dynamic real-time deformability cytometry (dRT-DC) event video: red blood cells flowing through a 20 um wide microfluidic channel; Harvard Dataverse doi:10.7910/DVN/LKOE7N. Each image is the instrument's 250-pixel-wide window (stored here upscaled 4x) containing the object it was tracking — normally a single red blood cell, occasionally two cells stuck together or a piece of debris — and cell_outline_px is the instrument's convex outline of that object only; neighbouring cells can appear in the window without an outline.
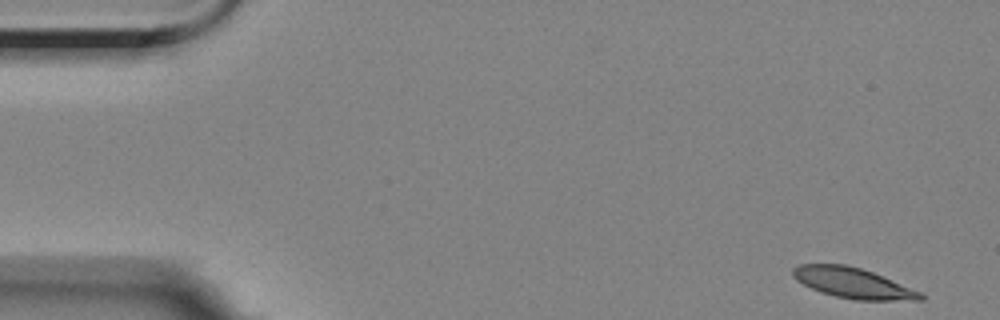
{"species": "Egyptian fruit bat (a non-hibernating species)", "species_latin": "Rousettus aegyptiacus", "temperature_condition": "room temperature", "stored_images_in_passage": 56, "segment_of_instrument_passage": [1, 2], "camera_frame_rate_fps": 3000, "um_per_image_px": 0.085, "animal": {"sex": "female"}, "frame": {"image": 1, "passage_image": 1, "time_ms": 0.0, "image_size_px": [1000, 320], "cell_outline_px": [[924, 300], [856, 300], [836, 296], [820, 292], [796, 280], [792, 276], [792, 268], [800, 264], [844, 264], [860, 268], [872, 272], [920, 292], [924, 296]], "centroid_in_image_um": [72.45, 24.05], "position_along_channel_um": 12.5, "area_um2": 22.31}}
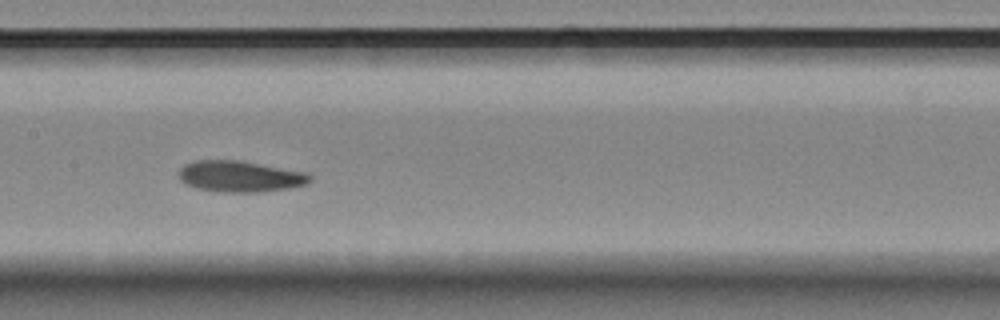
{"frame": {"image": 2, "passage_image": 26, "time_ms": 8.333, "image_size_px": [1000, 320], "cell_outline_px": [[312, 180], [304, 184], [288, 188], [256, 192], [224, 192], [196, 188], [184, 184], [180, 180], [180, 168], [184, 164], [196, 160], [240, 160], [304, 172], [312, 176]], "centroid_in_image_um": [20.36, 14.99], "position_along_channel_um": 187.0, "area_um2": 23.64}}
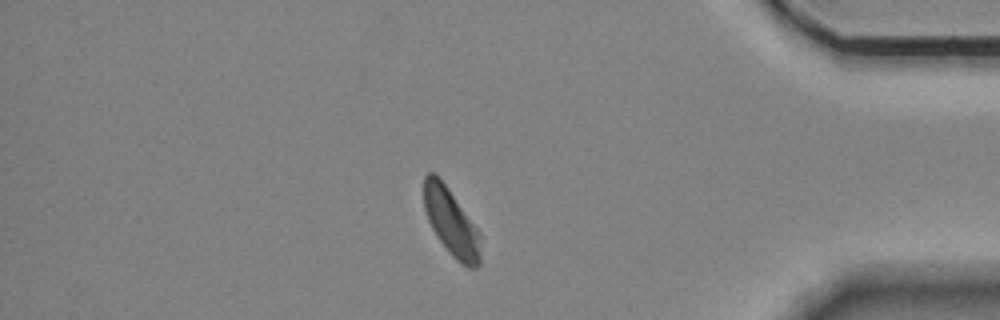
{"frame": {"image": 3, "passage_image": 47, "time_ms": 15.333, "image_size_px": [1000, 320], "cell_outline_px": [[480, 264], [476, 268], [468, 268], [460, 264], [452, 256], [436, 236], [428, 220], [424, 208], [424, 176], [428, 172], [432, 172], [448, 188], [480, 232]], "centroid_in_image_um": [38.36, 18.94], "position_along_channel_um": 396.8, "area_um2": 22.02}}